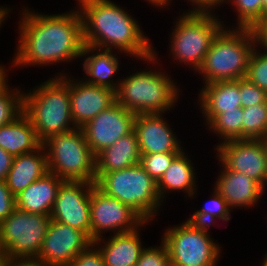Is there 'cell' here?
Wrapping results in <instances>:
<instances>
[{"label":"cell","instance_id":"cell-19","mask_svg":"<svg viewBox=\"0 0 267 266\" xmlns=\"http://www.w3.org/2000/svg\"><path fill=\"white\" fill-rule=\"evenodd\" d=\"M199 104L208 125L223 111L238 109L241 106L239 80L217 81L204 84L200 91Z\"/></svg>","mask_w":267,"mask_h":266},{"label":"cell","instance_id":"cell-38","mask_svg":"<svg viewBox=\"0 0 267 266\" xmlns=\"http://www.w3.org/2000/svg\"><path fill=\"white\" fill-rule=\"evenodd\" d=\"M255 46H261L267 51V16L263 17L253 28Z\"/></svg>","mask_w":267,"mask_h":266},{"label":"cell","instance_id":"cell-17","mask_svg":"<svg viewBox=\"0 0 267 266\" xmlns=\"http://www.w3.org/2000/svg\"><path fill=\"white\" fill-rule=\"evenodd\" d=\"M162 116V113L136 115L134 130L141 154L183 151L180 140Z\"/></svg>","mask_w":267,"mask_h":266},{"label":"cell","instance_id":"cell-45","mask_svg":"<svg viewBox=\"0 0 267 266\" xmlns=\"http://www.w3.org/2000/svg\"><path fill=\"white\" fill-rule=\"evenodd\" d=\"M260 142L263 145V148L265 150L266 158H267V134H265L262 138L259 139Z\"/></svg>","mask_w":267,"mask_h":266},{"label":"cell","instance_id":"cell-8","mask_svg":"<svg viewBox=\"0 0 267 266\" xmlns=\"http://www.w3.org/2000/svg\"><path fill=\"white\" fill-rule=\"evenodd\" d=\"M48 172L62 180L96 182L95 155L81 128L52 134L42 143Z\"/></svg>","mask_w":267,"mask_h":266},{"label":"cell","instance_id":"cell-24","mask_svg":"<svg viewBox=\"0 0 267 266\" xmlns=\"http://www.w3.org/2000/svg\"><path fill=\"white\" fill-rule=\"evenodd\" d=\"M94 52L95 54H92ZM82 56H85L83 69L88 77L83 80L88 84L104 86L116 91L119 83H114L112 77L119 70V57H116L112 50L98 49L88 45L84 46L81 58Z\"/></svg>","mask_w":267,"mask_h":266},{"label":"cell","instance_id":"cell-31","mask_svg":"<svg viewBox=\"0 0 267 266\" xmlns=\"http://www.w3.org/2000/svg\"><path fill=\"white\" fill-rule=\"evenodd\" d=\"M232 1L237 12L238 28H253L262 19V0H227Z\"/></svg>","mask_w":267,"mask_h":266},{"label":"cell","instance_id":"cell-1","mask_svg":"<svg viewBox=\"0 0 267 266\" xmlns=\"http://www.w3.org/2000/svg\"><path fill=\"white\" fill-rule=\"evenodd\" d=\"M13 66L50 65L80 59L85 46L79 10L45 15L25 8Z\"/></svg>","mask_w":267,"mask_h":266},{"label":"cell","instance_id":"cell-37","mask_svg":"<svg viewBox=\"0 0 267 266\" xmlns=\"http://www.w3.org/2000/svg\"><path fill=\"white\" fill-rule=\"evenodd\" d=\"M16 209V197L7 187L5 180H0V223Z\"/></svg>","mask_w":267,"mask_h":266},{"label":"cell","instance_id":"cell-21","mask_svg":"<svg viewBox=\"0 0 267 266\" xmlns=\"http://www.w3.org/2000/svg\"><path fill=\"white\" fill-rule=\"evenodd\" d=\"M141 152L135 130L95 155L96 181L104 174L140 163Z\"/></svg>","mask_w":267,"mask_h":266},{"label":"cell","instance_id":"cell-16","mask_svg":"<svg viewBox=\"0 0 267 266\" xmlns=\"http://www.w3.org/2000/svg\"><path fill=\"white\" fill-rule=\"evenodd\" d=\"M116 102L115 91L82 80L70 79V108L76 128L83 127Z\"/></svg>","mask_w":267,"mask_h":266},{"label":"cell","instance_id":"cell-23","mask_svg":"<svg viewBox=\"0 0 267 266\" xmlns=\"http://www.w3.org/2000/svg\"><path fill=\"white\" fill-rule=\"evenodd\" d=\"M47 172V155L45 148L41 145L33 152L15 156L5 181L11 193L16 197Z\"/></svg>","mask_w":267,"mask_h":266},{"label":"cell","instance_id":"cell-25","mask_svg":"<svg viewBox=\"0 0 267 266\" xmlns=\"http://www.w3.org/2000/svg\"><path fill=\"white\" fill-rule=\"evenodd\" d=\"M41 145L35 128L23 112L0 127V147L13 157L33 152Z\"/></svg>","mask_w":267,"mask_h":266},{"label":"cell","instance_id":"cell-20","mask_svg":"<svg viewBox=\"0 0 267 266\" xmlns=\"http://www.w3.org/2000/svg\"><path fill=\"white\" fill-rule=\"evenodd\" d=\"M141 227L142 225L133 231L114 234L108 241L103 238L93 241L102 254L105 266H135L137 264L144 249L139 235Z\"/></svg>","mask_w":267,"mask_h":266},{"label":"cell","instance_id":"cell-11","mask_svg":"<svg viewBox=\"0 0 267 266\" xmlns=\"http://www.w3.org/2000/svg\"><path fill=\"white\" fill-rule=\"evenodd\" d=\"M90 222L92 241L102 238L106 231H113L114 235L133 231L148 223L131 207L106 195L95 184L90 197Z\"/></svg>","mask_w":267,"mask_h":266},{"label":"cell","instance_id":"cell-4","mask_svg":"<svg viewBox=\"0 0 267 266\" xmlns=\"http://www.w3.org/2000/svg\"><path fill=\"white\" fill-rule=\"evenodd\" d=\"M254 47L255 37L251 28L226 29L224 26L212 41L197 71L204 77L203 84L246 77Z\"/></svg>","mask_w":267,"mask_h":266},{"label":"cell","instance_id":"cell-13","mask_svg":"<svg viewBox=\"0 0 267 266\" xmlns=\"http://www.w3.org/2000/svg\"><path fill=\"white\" fill-rule=\"evenodd\" d=\"M218 160L229 170L243 173L259 182H267V158L259 139H232L216 146Z\"/></svg>","mask_w":267,"mask_h":266},{"label":"cell","instance_id":"cell-5","mask_svg":"<svg viewBox=\"0 0 267 266\" xmlns=\"http://www.w3.org/2000/svg\"><path fill=\"white\" fill-rule=\"evenodd\" d=\"M171 76L161 70L137 71L120 79L116 102L134 114L165 113L174 107L179 90Z\"/></svg>","mask_w":267,"mask_h":266},{"label":"cell","instance_id":"cell-28","mask_svg":"<svg viewBox=\"0 0 267 266\" xmlns=\"http://www.w3.org/2000/svg\"><path fill=\"white\" fill-rule=\"evenodd\" d=\"M242 139H260L267 134V103L243 108Z\"/></svg>","mask_w":267,"mask_h":266},{"label":"cell","instance_id":"cell-2","mask_svg":"<svg viewBox=\"0 0 267 266\" xmlns=\"http://www.w3.org/2000/svg\"><path fill=\"white\" fill-rule=\"evenodd\" d=\"M78 1L85 45L105 50L118 48L138 60L157 63V54L149 38L123 7L111 0Z\"/></svg>","mask_w":267,"mask_h":266},{"label":"cell","instance_id":"cell-41","mask_svg":"<svg viewBox=\"0 0 267 266\" xmlns=\"http://www.w3.org/2000/svg\"><path fill=\"white\" fill-rule=\"evenodd\" d=\"M0 266H49L43 262L37 261L35 259L28 260H7L1 262Z\"/></svg>","mask_w":267,"mask_h":266},{"label":"cell","instance_id":"cell-39","mask_svg":"<svg viewBox=\"0 0 267 266\" xmlns=\"http://www.w3.org/2000/svg\"><path fill=\"white\" fill-rule=\"evenodd\" d=\"M191 2L190 4L194 6L192 10L197 11H212L213 8L222 5L226 0H187Z\"/></svg>","mask_w":267,"mask_h":266},{"label":"cell","instance_id":"cell-9","mask_svg":"<svg viewBox=\"0 0 267 266\" xmlns=\"http://www.w3.org/2000/svg\"><path fill=\"white\" fill-rule=\"evenodd\" d=\"M209 229L210 225L188 219L168 228L162 241L168 248L171 266H216L221 247L210 238Z\"/></svg>","mask_w":267,"mask_h":266},{"label":"cell","instance_id":"cell-6","mask_svg":"<svg viewBox=\"0 0 267 266\" xmlns=\"http://www.w3.org/2000/svg\"><path fill=\"white\" fill-rule=\"evenodd\" d=\"M95 185L106 195L131 207L147 222L155 218L163 203L157 182L140 164L104 173Z\"/></svg>","mask_w":267,"mask_h":266},{"label":"cell","instance_id":"cell-42","mask_svg":"<svg viewBox=\"0 0 267 266\" xmlns=\"http://www.w3.org/2000/svg\"><path fill=\"white\" fill-rule=\"evenodd\" d=\"M4 67L5 66L0 65V91L8 84V75L6 74L7 70L5 71Z\"/></svg>","mask_w":267,"mask_h":266},{"label":"cell","instance_id":"cell-36","mask_svg":"<svg viewBox=\"0 0 267 266\" xmlns=\"http://www.w3.org/2000/svg\"><path fill=\"white\" fill-rule=\"evenodd\" d=\"M68 266H105L99 248L92 242Z\"/></svg>","mask_w":267,"mask_h":266},{"label":"cell","instance_id":"cell-33","mask_svg":"<svg viewBox=\"0 0 267 266\" xmlns=\"http://www.w3.org/2000/svg\"><path fill=\"white\" fill-rule=\"evenodd\" d=\"M179 153L181 152L141 154L139 164L156 182H158Z\"/></svg>","mask_w":267,"mask_h":266},{"label":"cell","instance_id":"cell-46","mask_svg":"<svg viewBox=\"0 0 267 266\" xmlns=\"http://www.w3.org/2000/svg\"><path fill=\"white\" fill-rule=\"evenodd\" d=\"M6 259V254L5 251L2 247V243H1V232H0V260L4 261Z\"/></svg>","mask_w":267,"mask_h":266},{"label":"cell","instance_id":"cell-34","mask_svg":"<svg viewBox=\"0 0 267 266\" xmlns=\"http://www.w3.org/2000/svg\"><path fill=\"white\" fill-rule=\"evenodd\" d=\"M161 243L158 247L144 248L135 266H171L168 248L163 241Z\"/></svg>","mask_w":267,"mask_h":266},{"label":"cell","instance_id":"cell-35","mask_svg":"<svg viewBox=\"0 0 267 266\" xmlns=\"http://www.w3.org/2000/svg\"><path fill=\"white\" fill-rule=\"evenodd\" d=\"M239 91L241 97V106L243 108L255 104L267 103V93L254 83L247 80L245 77L239 79Z\"/></svg>","mask_w":267,"mask_h":266},{"label":"cell","instance_id":"cell-18","mask_svg":"<svg viewBox=\"0 0 267 266\" xmlns=\"http://www.w3.org/2000/svg\"><path fill=\"white\" fill-rule=\"evenodd\" d=\"M221 174L215 181L216 191L225 199L228 207H252L264 193V187L243 173L229 170L220 160Z\"/></svg>","mask_w":267,"mask_h":266},{"label":"cell","instance_id":"cell-30","mask_svg":"<svg viewBox=\"0 0 267 266\" xmlns=\"http://www.w3.org/2000/svg\"><path fill=\"white\" fill-rule=\"evenodd\" d=\"M7 84L0 91V127L12 122L23 112V93L21 89H11Z\"/></svg>","mask_w":267,"mask_h":266},{"label":"cell","instance_id":"cell-44","mask_svg":"<svg viewBox=\"0 0 267 266\" xmlns=\"http://www.w3.org/2000/svg\"><path fill=\"white\" fill-rule=\"evenodd\" d=\"M149 1L150 4H154L155 6H159L160 8H164V6L169 5L170 0H146Z\"/></svg>","mask_w":267,"mask_h":266},{"label":"cell","instance_id":"cell-22","mask_svg":"<svg viewBox=\"0 0 267 266\" xmlns=\"http://www.w3.org/2000/svg\"><path fill=\"white\" fill-rule=\"evenodd\" d=\"M63 181L59 176L47 172L16 196V208L29 213L50 216L58 189Z\"/></svg>","mask_w":267,"mask_h":266},{"label":"cell","instance_id":"cell-12","mask_svg":"<svg viewBox=\"0 0 267 266\" xmlns=\"http://www.w3.org/2000/svg\"><path fill=\"white\" fill-rule=\"evenodd\" d=\"M95 183L64 180L50 218L84 232L91 239L90 197Z\"/></svg>","mask_w":267,"mask_h":266},{"label":"cell","instance_id":"cell-29","mask_svg":"<svg viewBox=\"0 0 267 266\" xmlns=\"http://www.w3.org/2000/svg\"><path fill=\"white\" fill-rule=\"evenodd\" d=\"M230 212L231 209L228 207L225 199L214 188L211 200L207 201L200 210L195 211L188 220L195 224L211 226L217 219L229 221L231 218Z\"/></svg>","mask_w":267,"mask_h":266},{"label":"cell","instance_id":"cell-26","mask_svg":"<svg viewBox=\"0 0 267 266\" xmlns=\"http://www.w3.org/2000/svg\"><path fill=\"white\" fill-rule=\"evenodd\" d=\"M184 150L179 153L171 162L170 166L163 173L162 177L157 182V191L162 200L165 194L169 192H186L192 198L197 191L196 189V175L195 169L192 166L188 154Z\"/></svg>","mask_w":267,"mask_h":266},{"label":"cell","instance_id":"cell-43","mask_svg":"<svg viewBox=\"0 0 267 266\" xmlns=\"http://www.w3.org/2000/svg\"><path fill=\"white\" fill-rule=\"evenodd\" d=\"M10 8H4L0 6V28L2 23L5 21V19L8 17V14L10 13Z\"/></svg>","mask_w":267,"mask_h":266},{"label":"cell","instance_id":"cell-3","mask_svg":"<svg viewBox=\"0 0 267 266\" xmlns=\"http://www.w3.org/2000/svg\"><path fill=\"white\" fill-rule=\"evenodd\" d=\"M23 113L42 143L52 134L75 129L70 108V77L60 72L32 92H23Z\"/></svg>","mask_w":267,"mask_h":266},{"label":"cell","instance_id":"cell-48","mask_svg":"<svg viewBox=\"0 0 267 266\" xmlns=\"http://www.w3.org/2000/svg\"><path fill=\"white\" fill-rule=\"evenodd\" d=\"M262 265H263V266H267V254H266V256L264 257V261L262 262Z\"/></svg>","mask_w":267,"mask_h":266},{"label":"cell","instance_id":"cell-40","mask_svg":"<svg viewBox=\"0 0 267 266\" xmlns=\"http://www.w3.org/2000/svg\"><path fill=\"white\" fill-rule=\"evenodd\" d=\"M13 156L0 147V180H5L12 166Z\"/></svg>","mask_w":267,"mask_h":266},{"label":"cell","instance_id":"cell-14","mask_svg":"<svg viewBox=\"0 0 267 266\" xmlns=\"http://www.w3.org/2000/svg\"><path fill=\"white\" fill-rule=\"evenodd\" d=\"M92 242L84 232L51 219L35 260L49 266H68Z\"/></svg>","mask_w":267,"mask_h":266},{"label":"cell","instance_id":"cell-47","mask_svg":"<svg viewBox=\"0 0 267 266\" xmlns=\"http://www.w3.org/2000/svg\"><path fill=\"white\" fill-rule=\"evenodd\" d=\"M267 16V0H262V18Z\"/></svg>","mask_w":267,"mask_h":266},{"label":"cell","instance_id":"cell-7","mask_svg":"<svg viewBox=\"0 0 267 266\" xmlns=\"http://www.w3.org/2000/svg\"><path fill=\"white\" fill-rule=\"evenodd\" d=\"M213 11L188 10L176 19L170 39L174 60L198 71L218 32L225 26Z\"/></svg>","mask_w":267,"mask_h":266},{"label":"cell","instance_id":"cell-15","mask_svg":"<svg viewBox=\"0 0 267 266\" xmlns=\"http://www.w3.org/2000/svg\"><path fill=\"white\" fill-rule=\"evenodd\" d=\"M136 114L115 102L81 127L94 155L134 130Z\"/></svg>","mask_w":267,"mask_h":266},{"label":"cell","instance_id":"cell-32","mask_svg":"<svg viewBox=\"0 0 267 266\" xmlns=\"http://www.w3.org/2000/svg\"><path fill=\"white\" fill-rule=\"evenodd\" d=\"M255 48L257 46L251 51L245 78L267 93V51L263 50V53Z\"/></svg>","mask_w":267,"mask_h":266},{"label":"cell","instance_id":"cell-27","mask_svg":"<svg viewBox=\"0 0 267 266\" xmlns=\"http://www.w3.org/2000/svg\"><path fill=\"white\" fill-rule=\"evenodd\" d=\"M243 107L223 111L218 114L209 124V130L224 141L242 139Z\"/></svg>","mask_w":267,"mask_h":266},{"label":"cell","instance_id":"cell-10","mask_svg":"<svg viewBox=\"0 0 267 266\" xmlns=\"http://www.w3.org/2000/svg\"><path fill=\"white\" fill-rule=\"evenodd\" d=\"M51 218L15 209L0 223L1 243L7 260L36 259Z\"/></svg>","mask_w":267,"mask_h":266}]
</instances>
